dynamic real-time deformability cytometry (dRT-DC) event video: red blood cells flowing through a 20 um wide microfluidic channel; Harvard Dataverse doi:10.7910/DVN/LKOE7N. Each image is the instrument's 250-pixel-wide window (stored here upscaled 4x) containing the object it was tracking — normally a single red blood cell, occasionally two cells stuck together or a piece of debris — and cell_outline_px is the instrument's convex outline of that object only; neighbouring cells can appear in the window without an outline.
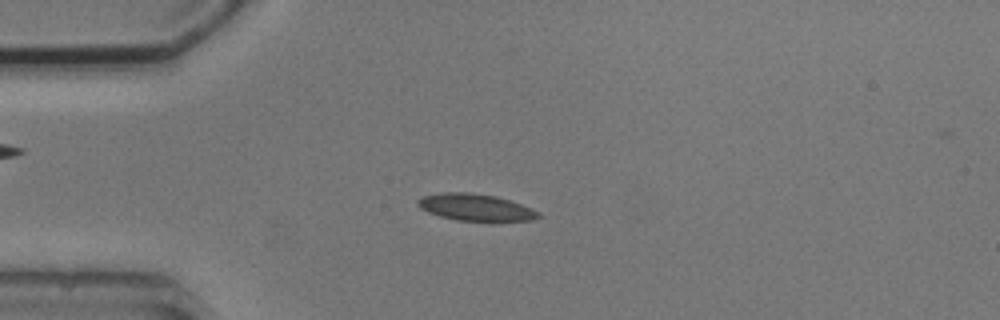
{"species": "common noctule bat (a hibernating species)", "species_latin": "Nyctalus noctula", "temperature_condition": "cold", "stored_images_in_passage": 9, "camera_frame_rate_fps": 3000, "um_per_image_px": 0.085, "animal": {"sex": "male", "body_mass_g": 20.5, "forearm_length_mm": 52.5}, "frame": {"image": 1, "passage_image": 1, "time_ms": 0.0, "image_size_px": [1000, 320], "cell_outline_px": [[540, 216], [532, 220], [456, 220], [440, 216], [428, 212], [420, 208], [416, 204], [416, 200], [424, 196], [440, 192], [468, 192], [496, 196], [520, 204], [540, 212]], "centroid_in_image_um": [40.36, 17.6], "position_along_channel_um": 44.6, "area_um2": 18.55}}
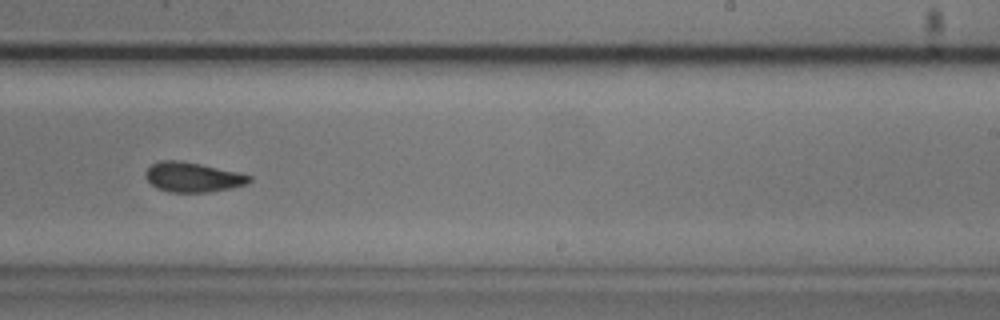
{"frame": {"image": 2, "passage_image": 7, "time_ms": 6.667, "image_size_px": [1000, 320], "cell_outline_px": [[252, 180], [248, 184], [208, 192], [168, 192], [156, 188], [144, 176], [144, 172], [152, 164], [160, 160], [180, 160], [240, 172], [252, 176]], "centroid_in_image_um": [16.38, 15.05], "position_along_channel_um": 272.6, "area_um2": 18.09}}
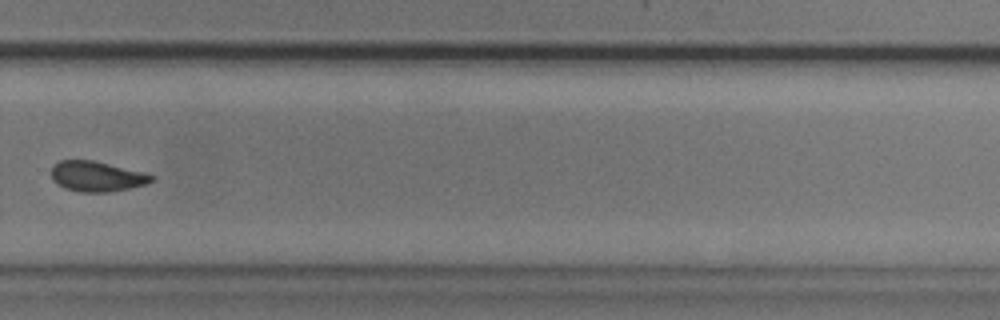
{"frame": {"image": 3, "passage_image": 8, "time_ms": 8.0, "image_size_px": [1000, 320], "cell_outline_px": [[156, 180], [144, 184], [128, 188], [108, 192], [80, 192], [64, 188], [56, 184], [52, 180], [52, 164], [60, 160], [92, 160], [148, 172], [156, 176]], "centroid_in_image_um": [8.25, 14.98], "position_along_channel_um": 321.6, "area_um2": 17.98}}